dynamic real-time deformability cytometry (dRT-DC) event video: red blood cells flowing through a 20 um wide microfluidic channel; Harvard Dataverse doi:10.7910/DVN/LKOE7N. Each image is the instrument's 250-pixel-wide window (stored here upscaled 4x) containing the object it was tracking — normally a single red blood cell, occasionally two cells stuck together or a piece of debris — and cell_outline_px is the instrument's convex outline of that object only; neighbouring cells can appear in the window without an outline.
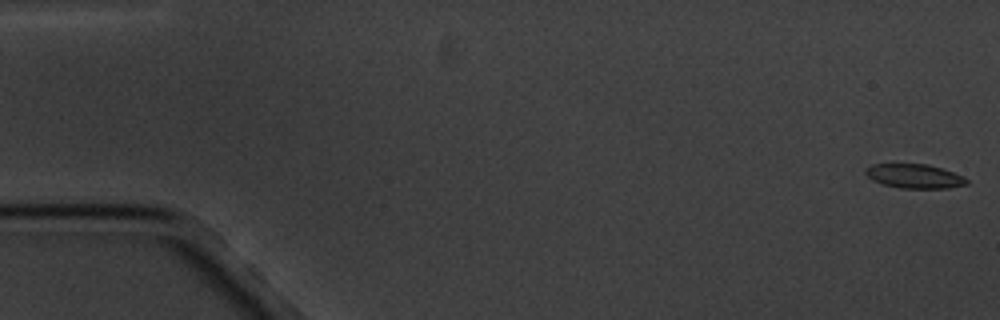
{"species": "common noctule bat (a hibernating species)", "species_latin": "Nyctalus noctula", "temperature_condition": "cold", "stored_images_in_passage": 5, "camera_frame_rate_fps": 3000, "um_per_image_px": 0.085, "animal": {"sex": "male", "body_mass_g": 20.1, "forearm_length_mm": 53.5}, "frame": {"image": 1, "passage_image": 1, "time_ms": 0.0, "image_size_px": [1000, 320], "cell_outline_px": [[968, 184], [948, 188], [900, 188], [884, 184], [872, 180], [864, 172], [864, 168], [872, 164], [928, 164], [964, 176], [968, 180]], "centroid_in_image_um": [77.72, 14.97], "position_along_channel_um": 7.3, "area_um2": 14.22}}
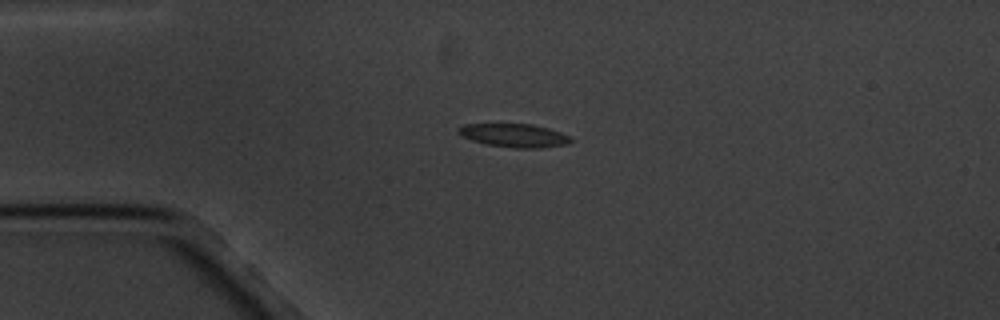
{"frame": {"image": 2, "passage_image": 4, "time_ms": 4.333, "image_size_px": [1000, 320], "cell_outline_px": [[572, 140], [568, 144], [544, 148], [512, 148], [484, 144], [472, 140], [456, 132], [464, 124], [532, 124], [548, 128], [560, 132], [568, 136]], "centroid_in_image_um": [43.72, 11.52], "position_along_channel_um": 41.3, "area_um2": 15.32}}